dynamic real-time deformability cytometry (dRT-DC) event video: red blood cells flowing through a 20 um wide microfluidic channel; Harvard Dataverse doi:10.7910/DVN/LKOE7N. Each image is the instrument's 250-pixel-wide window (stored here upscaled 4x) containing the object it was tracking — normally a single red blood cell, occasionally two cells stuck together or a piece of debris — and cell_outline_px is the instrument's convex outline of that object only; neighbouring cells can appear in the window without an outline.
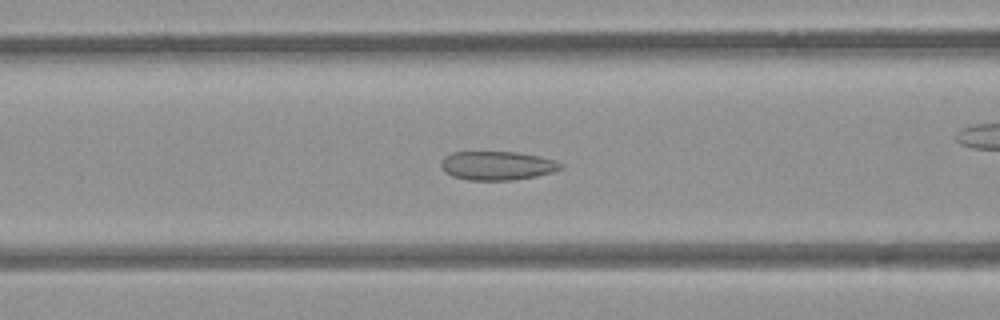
{"species": "common noctule bat (a hibernating species)", "species_latin": "Nyctalus noctula", "temperature_condition": "room temperature", "stored_images_in_passage": 47, "camera_frame_rate_fps": 3000, "um_per_image_px": 0.085, "animal": {"sex": "female", "body_mass_g": 21.9}, "frame": {"image": 1, "passage_image": 14, "time_ms": 4.333, "image_size_px": [1000, 320], "cell_outline_px": [[564, 168], [552, 172], [536, 176], [512, 180], [468, 180], [452, 176], [444, 172], [440, 164], [440, 160], [444, 156], [452, 152], [516, 152], [540, 156], [564, 164]], "centroid_in_image_um": [42.24, 14.08], "position_along_channel_um": 124.4, "area_um2": 20.23}, "authors_computed_cell_mechanics": {"area_um2": 21.2704, "velocity_mm_per_s": 3.8965, "shape_relaxation_time_tau1_ms": null, "shape_relaxation_time_tau2_ms": 1.4703, "deformation_change_tau1": null, "deformation_change_tau2": 0.0868}}